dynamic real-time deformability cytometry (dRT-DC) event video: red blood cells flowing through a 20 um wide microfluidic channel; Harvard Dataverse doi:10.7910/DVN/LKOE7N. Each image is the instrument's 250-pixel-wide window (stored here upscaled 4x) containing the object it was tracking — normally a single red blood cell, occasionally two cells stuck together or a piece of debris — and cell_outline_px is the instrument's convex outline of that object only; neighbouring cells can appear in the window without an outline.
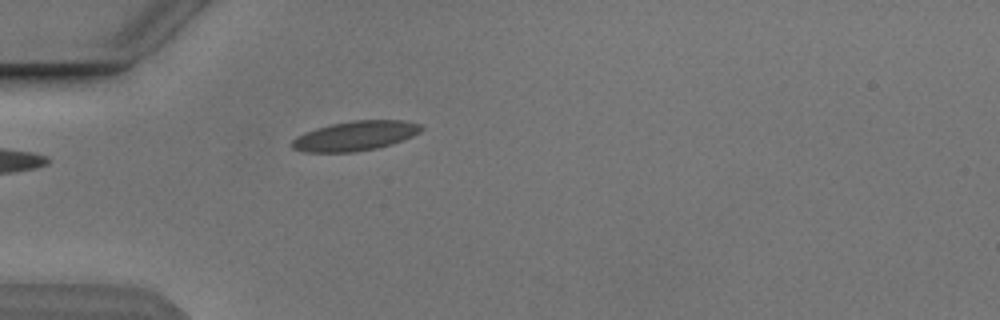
{"species": "Egyptian fruit bat (a non-hibernating species)", "species_latin": "Rousettus aegyptiacus", "temperature_condition": "cold", "stored_images_in_passage": 3, "camera_frame_rate_fps": 3000, "um_per_image_px": 0.085, "animal": {"sex": "male"}, "frame": {"image": 1, "passage_image": 3, "time_ms": 2.333, "image_size_px": [1000, 320], "cell_outline_px": [[424, 128], [420, 132], [412, 136], [392, 144], [376, 148], [352, 152], [304, 152], [292, 148], [288, 144], [296, 136], [304, 132], [316, 128], [332, 124], [352, 120], [400, 120], [420, 124]], "centroid_in_image_um": [30.15, 11.55], "position_along_channel_um": 54.8, "area_um2": 22.37}}